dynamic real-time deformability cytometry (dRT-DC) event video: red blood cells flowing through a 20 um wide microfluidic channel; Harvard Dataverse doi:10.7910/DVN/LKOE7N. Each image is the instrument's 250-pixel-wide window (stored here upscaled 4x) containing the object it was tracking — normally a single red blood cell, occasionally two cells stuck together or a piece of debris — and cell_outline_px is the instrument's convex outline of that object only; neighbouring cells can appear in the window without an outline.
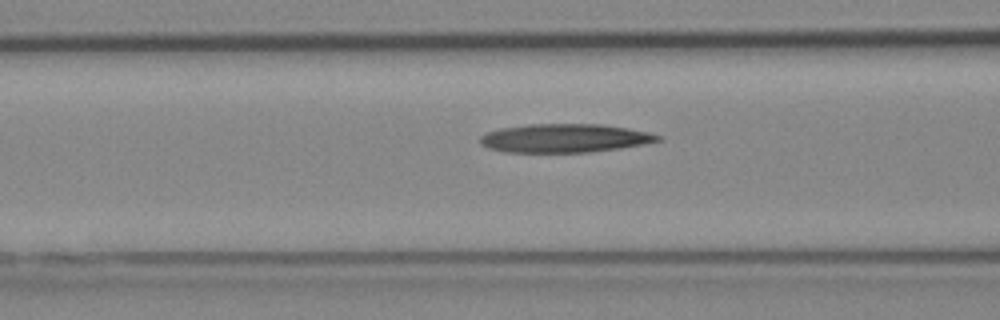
{"species": "Egyptian fruit bat (a non-hibernating species)", "species_latin": "Rousettus aegyptiacus", "temperature_condition": "cold", "stored_images_in_passage": 9, "camera_frame_rate_fps": 3000, "um_per_image_px": 0.085, "animal": {"sex": "female"}, "frame": {"image": 1, "passage_image": 7, "time_ms": 2.0, "image_size_px": [1000, 320], "cell_outline_px": [[664, 140], [644, 144], [620, 148], [588, 152], [504, 152], [488, 148], [480, 144], [480, 136], [488, 132], [500, 128], [528, 124], [600, 124], [628, 128], [648, 132], [664, 136]], "centroid_in_image_um": [48.02, 11.74], "position_along_channel_um": 118.6, "area_um2": 29.77}}